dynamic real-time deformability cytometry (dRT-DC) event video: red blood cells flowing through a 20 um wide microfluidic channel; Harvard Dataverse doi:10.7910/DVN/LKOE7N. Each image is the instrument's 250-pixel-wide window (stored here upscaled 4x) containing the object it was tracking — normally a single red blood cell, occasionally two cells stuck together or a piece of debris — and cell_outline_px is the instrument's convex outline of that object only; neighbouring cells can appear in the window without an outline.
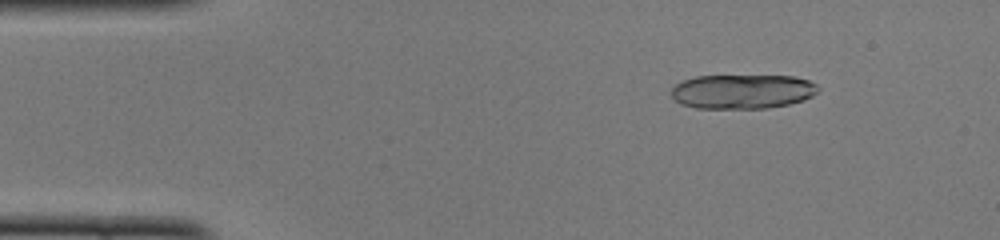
{"species": "common noctule bat (a hibernating species)", "species_latin": "Nyctalus noctula", "temperature_condition": "cold", "stored_images_in_passage": 49, "segment_of_instrument_passage": [1, 2], "camera_frame_rate_fps": 3000, "um_per_image_px": 0.085, "animal": {"sex": "female", "body_mass_g": 22.0, "forearm_length_mm": 56.7}, "frame": {"image": 1, "passage_image": 6, "time_ms": 1.667, "image_size_px": [1000, 240], "cell_outline_px": [[820, 88], [812, 96], [804, 100], [788, 104], [768, 108], [696, 108], [680, 104], [672, 96], [672, 88], [680, 80], [696, 76], [796, 76], [808, 80], [816, 84]], "centroid_in_image_um": [63.1, 7.77], "position_along_channel_um": 21.9, "area_um2": 29.54}}